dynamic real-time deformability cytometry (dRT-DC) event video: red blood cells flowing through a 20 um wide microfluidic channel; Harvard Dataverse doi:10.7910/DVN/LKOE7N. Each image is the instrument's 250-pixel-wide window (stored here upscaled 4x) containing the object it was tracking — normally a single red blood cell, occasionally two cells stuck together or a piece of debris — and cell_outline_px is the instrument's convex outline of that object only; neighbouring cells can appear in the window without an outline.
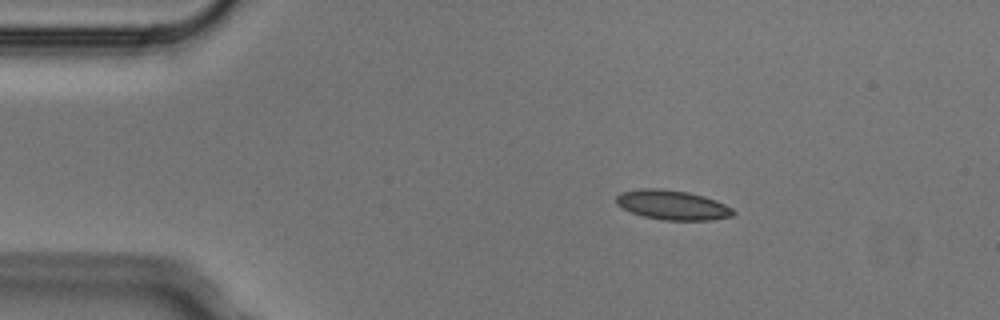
{"species": "Egyptian fruit bat (a non-hibernating species)", "species_latin": "Rousettus aegyptiacus", "temperature_condition": "cold", "stored_images_in_passage": 8, "camera_frame_rate_fps": 3000, "um_per_image_px": 0.085, "animal": {"sex": "male"}, "frame": {"image": 1, "passage_image": 1, "time_ms": 0.0, "image_size_px": [1000, 320], "cell_outline_px": [[736, 212], [732, 216], [712, 220], [664, 220], [644, 216], [632, 212], [616, 204], [616, 196], [620, 192], [640, 188], [664, 188], [688, 192], [704, 196], [716, 200], [732, 208]], "centroid_in_image_um": [57.16, 17.41], "position_along_channel_um": 27.8, "area_um2": 20.23}}
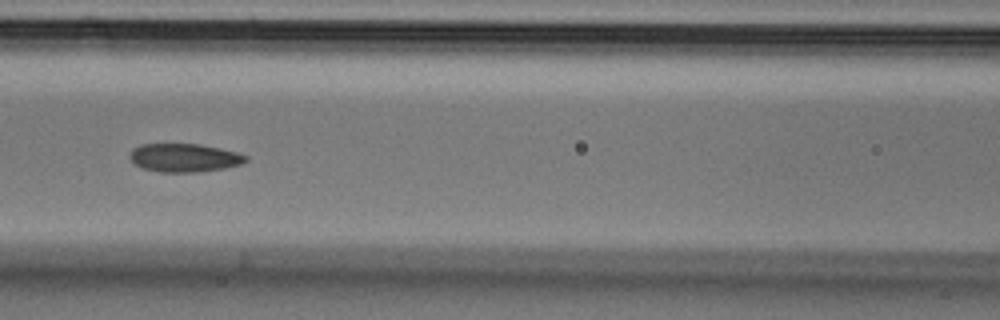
{"frame": {"image": 2, "passage_image": 5, "time_ms": 1.333, "image_size_px": [1000, 320], "cell_outline_px": [[248, 160], [240, 164], [224, 168], [196, 172], [160, 172], [144, 168], [136, 164], [128, 156], [132, 148], [140, 144], [200, 144], [220, 148], [236, 152], [248, 156]], "centroid_in_image_um": [15.66, 13.4], "position_along_channel_um": 150.9, "area_um2": 19.13}}
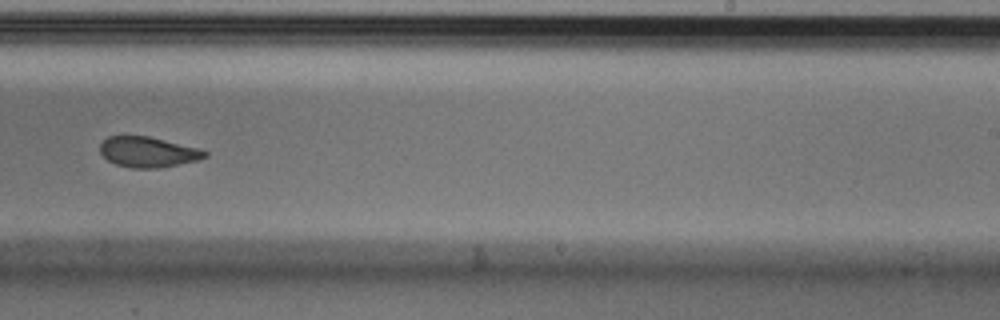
{"frame": {"image": 3, "passage_image": 8, "time_ms": 2.333, "image_size_px": [1000, 320], "cell_outline_px": [[208, 156], [200, 160], [160, 168], [132, 168], [116, 164], [108, 160], [100, 152], [100, 144], [108, 136], [148, 136], [200, 148], [208, 152]], "centroid_in_image_um": [12.62, 12.92], "position_along_channel_um": 276.4, "area_um2": 18.67}}